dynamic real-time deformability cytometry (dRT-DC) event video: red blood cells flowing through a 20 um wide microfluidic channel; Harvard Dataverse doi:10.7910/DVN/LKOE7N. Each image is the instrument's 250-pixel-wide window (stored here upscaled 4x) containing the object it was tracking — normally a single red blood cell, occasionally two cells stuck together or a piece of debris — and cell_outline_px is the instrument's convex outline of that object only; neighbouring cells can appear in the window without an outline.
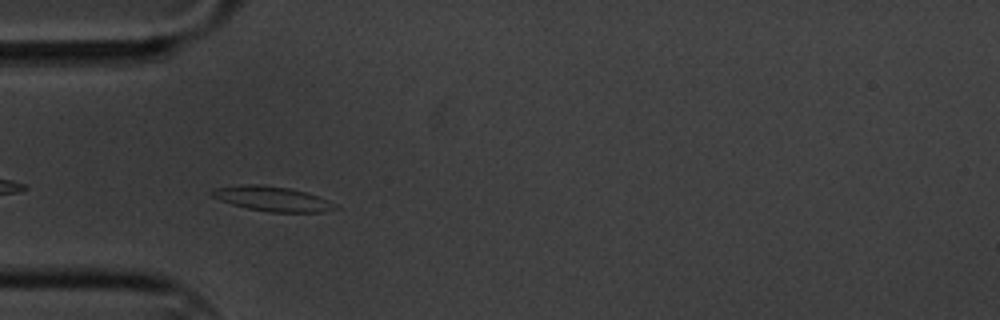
{"species": "common noctule bat (a hibernating species)", "species_latin": "Nyctalus noctula", "temperature_condition": "cold", "stored_images_in_passage": 45, "camera_frame_rate_fps": 3000, "um_per_image_px": 0.085, "animal": {"sex": "male", "body_mass_g": 20.1, "forearm_length_mm": 53.5}, "frame": {"image": 1, "passage_image": 3, "time_ms": 0.667, "image_size_px": [1000, 320], "cell_outline_px": [[340, 208], [324, 212], [268, 212], [248, 208], [232, 204], [220, 200], [212, 196], [208, 192], [212, 188], [248, 184], [256, 184], [288, 188], [308, 192], [328, 200]], "centroid_in_image_um": [23.14, 16.9], "position_along_channel_um": 61.9, "area_um2": 17.8}}
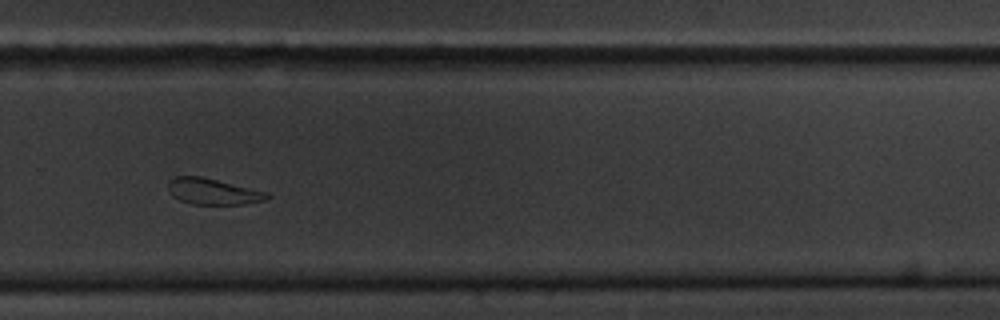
{"frame": {"image": 2, "passage_image": 26, "time_ms": 8.333, "image_size_px": [1000, 320], "cell_outline_px": [[272, 196], [264, 200], [244, 204], [192, 204], [180, 200], [172, 196], [168, 192], [168, 180], [176, 176], [200, 176], [268, 192]], "centroid_in_image_um": [18.07, 16.28], "position_along_channel_um": 311.7, "area_um2": 15.03}}
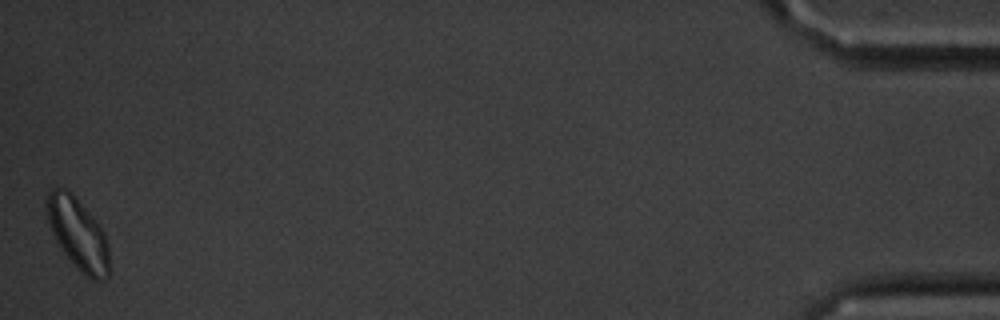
{"frame": {"image": 3, "passage_image": 45, "time_ms": 14.667, "image_size_px": [1000, 320], "cell_outline_px": [[112, 268], [108, 276], [104, 280], [92, 280], [80, 272], [76, 268], [64, 252], [56, 240], [52, 232], [48, 220], [44, 200], [48, 192], [56, 184], [68, 188], [72, 192], [100, 224], [104, 232], [108, 244]], "centroid_in_image_um": [6.65, 19.84], "position_along_channel_um": 428.6, "area_um2": 26.99}, "authors_computed_cell_mechanics": {"area_um2": 16.762, "velocity_mm_per_s": 3.2835, "shape_relaxation_time_tau1_ms": 3.4723, "shape_relaxation_time_tau2_ms": 3.0097, "deformation_change_tau1": 0.0882, "deformation_change_tau2": 0.0914}}